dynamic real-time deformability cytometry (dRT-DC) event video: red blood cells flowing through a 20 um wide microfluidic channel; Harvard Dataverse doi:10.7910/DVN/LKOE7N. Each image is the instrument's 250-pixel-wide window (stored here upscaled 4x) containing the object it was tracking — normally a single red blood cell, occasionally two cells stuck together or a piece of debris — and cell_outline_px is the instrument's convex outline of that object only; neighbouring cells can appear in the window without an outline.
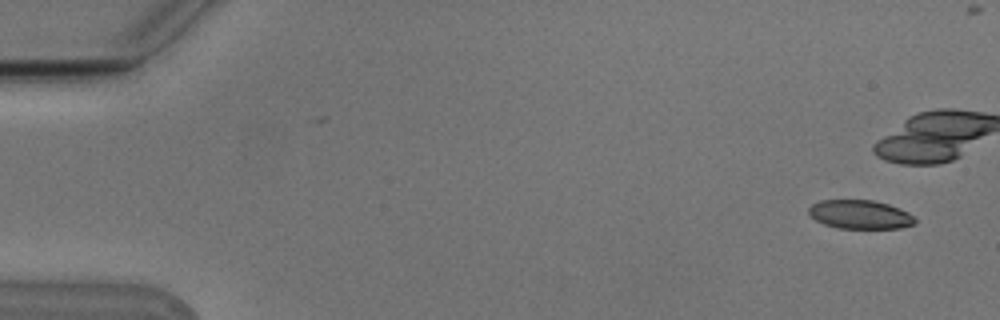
{"species": "Egyptian fruit bat (a non-hibernating species)", "species_latin": "Rousettus aegyptiacus", "temperature_condition": "cold", "stored_images_in_passage": 4, "camera_frame_rate_fps": 3000, "um_per_image_px": 0.085, "animal": {"sex": "male"}, "frame": {"image": 1, "passage_image": 1, "time_ms": 0.0, "image_size_px": [1000, 320], "cell_outline_px": [[916, 224], [900, 228], [836, 228], [824, 224], [816, 220], [808, 212], [808, 208], [812, 204], [820, 200], [872, 200], [888, 204], [900, 208], [908, 212], [916, 220]], "centroid_in_image_um": [73.11, 18.23], "position_along_channel_um": 11.9, "area_um2": 17.86}}